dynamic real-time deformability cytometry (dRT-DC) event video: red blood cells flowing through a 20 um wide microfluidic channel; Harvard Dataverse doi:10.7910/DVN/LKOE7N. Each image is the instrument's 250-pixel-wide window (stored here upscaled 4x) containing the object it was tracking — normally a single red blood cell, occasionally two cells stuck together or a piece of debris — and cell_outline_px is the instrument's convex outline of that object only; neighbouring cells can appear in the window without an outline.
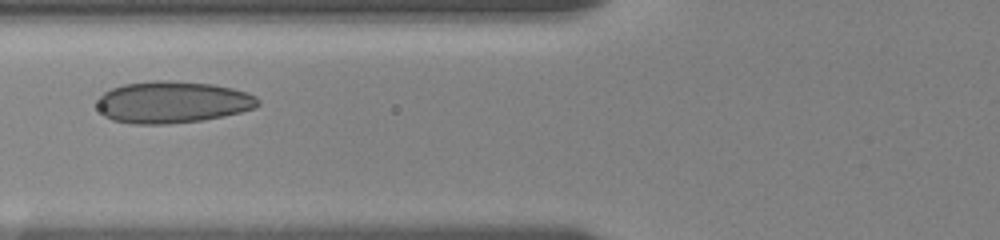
{"species": "human", "species_latin": "Homo sapiens", "temperature_condition": "room temperature", "stored_images_in_passage": 8, "camera_frame_rate_fps": 3000, "um_per_image_px": 0.085, "donor": {"sex": "female"}, "frame": {"image": 1, "passage_image": 6, "time_ms": 3.333, "image_size_px": [1000, 240], "cell_outline_px": [[260, 104], [256, 108], [224, 116], [204, 120], [168, 124], [132, 124], [112, 120], [104, 116], [100, 112], [100, 96], [104, 92], [112, 88], [124, 84], [152, 80], [168, 80], [212, 84], [232, 88], [256, 96], [260, 100]], "centroid_in_image_um": [14.69, 8.69], "position_along_channel_um": 111.1, "area_um2": 39.25}}
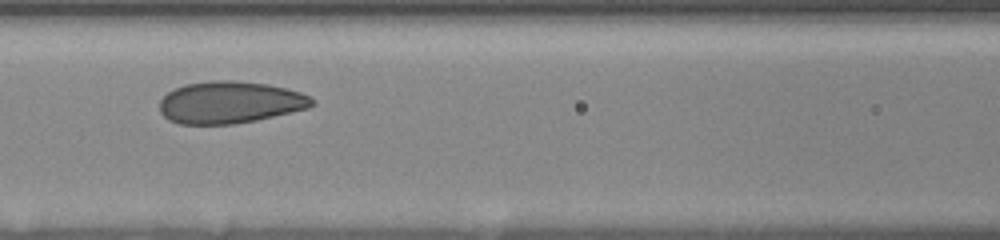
{"frame": {"image": 2, "passage_image": 7, "time_ms": 4.333, "image_size_px": [1000, 240], "cell_outline_px": [[316, 104], [308, 108], [256, 120], [236, 124], [180, 124], [168, 120], [160, 112], [160, 100], [168, 92], [184, 84], [212, 80], [232, 80], [268, 84], [300, 92], [312, 96], [316, 100]], "centroid_in_image_um": [19.56, 8.7], "position_along_channel_um": 147.0, "area_um2": 37.51}}